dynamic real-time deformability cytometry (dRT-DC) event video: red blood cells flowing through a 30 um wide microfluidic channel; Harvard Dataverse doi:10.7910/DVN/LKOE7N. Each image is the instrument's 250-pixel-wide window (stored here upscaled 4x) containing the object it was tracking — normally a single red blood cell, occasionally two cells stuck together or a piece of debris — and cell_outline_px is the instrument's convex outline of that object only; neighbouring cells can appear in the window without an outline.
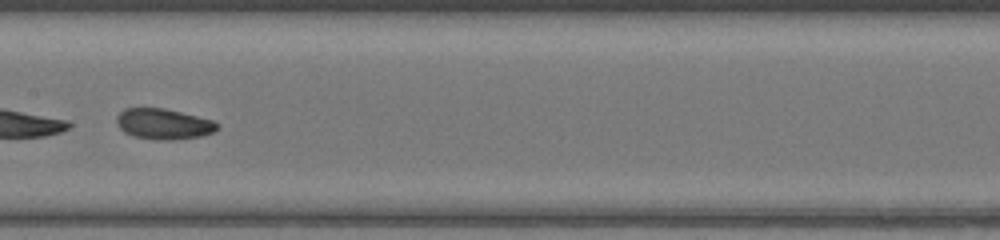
{"species": "common noctule bat (a hibernating species)", "species_latin": "Nyctalus noctula", "temperature_condition": "warm", "stored_images_in_passage": 41, "camera_frame_rate_fps": 3000, "um_per_image_px": 0.085, "animal": {"sex": "female", "body_mass_g": 17.0, "forearm_length_mm": 48.0}, "frame": {"image": 1, "passage_image": 29, "time_ms": 9.333, "image_size_px": [1000, 240], "cell_outline_px": [[220, 128], [212, 132], [200, 136], [172, 140], [160, 140], [136, 136], [124, 132], [116, 124], [116, 116], [124, 108], [164, 108], [212, 120], [220, 124]], "centroid_in_image_um": [13.89, 10.53], "position_along_channel_um": 193.5, "area_um2": 17.86}}